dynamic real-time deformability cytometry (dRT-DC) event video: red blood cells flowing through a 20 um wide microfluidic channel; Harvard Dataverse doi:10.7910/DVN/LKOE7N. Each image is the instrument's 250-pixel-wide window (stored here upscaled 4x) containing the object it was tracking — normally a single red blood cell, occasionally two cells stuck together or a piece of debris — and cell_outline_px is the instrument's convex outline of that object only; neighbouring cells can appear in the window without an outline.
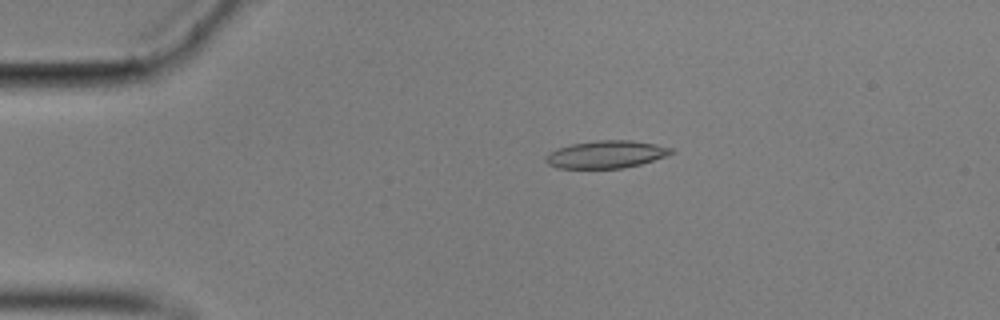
{"species": "common noctule bat (a hibernating species)", "species_latin": "Nyctalus noctula", "temperature_condition": "cold", "stored_images_in_passage": 46, "camera_frame_rate_fps": 3000, "um_per_image_px": 0.085, "animal": {"sex": "male", "body_mass_g": 17.9}, "frame": {"image": 1, "passage_image": 1, "time_ms": 0.0, "image_size_px": [1000, 320], "cell_outline_px": [[676, 152], [640, 164], [620, 168], [556, 168], [548, 164], [544, 160], [544, 156], [556, 148], [572, 144], [596, 140], [632, 140], [656, 144], [672, 148]], "centroid_in_image_um": [51.48, 13.11], "position_along_channel_um": 33.5, "area_um2": 20.11}}
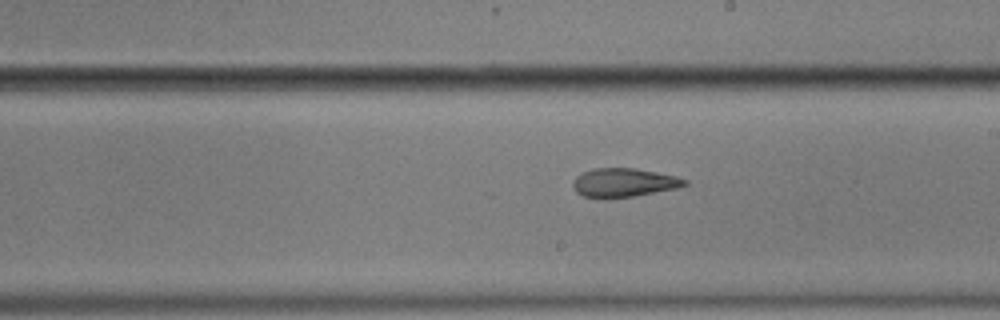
{"frame": {"image": 2, "passage_image": 22, "time_ms": 7.0, "image_size_px": [1000, 320], "cell_outline_px": [[688, 184], [676, 188], [632, 196], [584, 196], [576, 192], [572, 184], [576, 176], [592, 168], [636, 168], [676, 176], [688, 180]], "centroid_in_image_um": [53.05, 15.48], "position_along_channel_um": 236.0, "area_um2": 18.15}}
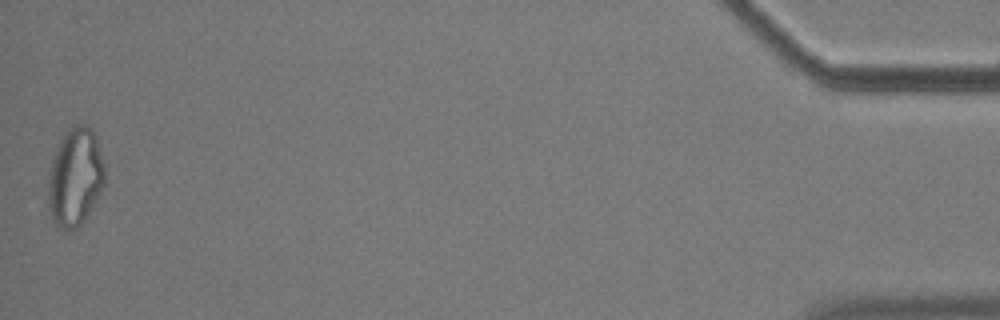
{"frame": {"image": 3, "passage_image": 46, "time_ms": 15.0, "image_size_px": [1000, 320], "cell_outline_px": [[104, 184], [96, 200], [84, 220], [76, 228], [60, 228], [52, 220], [48, 204], [48, 180], [52, 160], [60, 140], [68, 128], [80, 124], [84, 124], [96, 136], [104, 164]], "centroid_in_image_um": [6.38, 15.05], "position_along_channel_um": 428.8, "area_um2": 31.91}, "authors_computed_cell_mechanics": {"area_um2": 20.2878, "velocity_mm_per_s": 3.5314, "shape_relaxation_time_tau1_ms": null, "shape_relaxation_time_tau2_ms": 3.562, "deformation_change_tau1": null, "deformation_change_tau2": 0.1213}}